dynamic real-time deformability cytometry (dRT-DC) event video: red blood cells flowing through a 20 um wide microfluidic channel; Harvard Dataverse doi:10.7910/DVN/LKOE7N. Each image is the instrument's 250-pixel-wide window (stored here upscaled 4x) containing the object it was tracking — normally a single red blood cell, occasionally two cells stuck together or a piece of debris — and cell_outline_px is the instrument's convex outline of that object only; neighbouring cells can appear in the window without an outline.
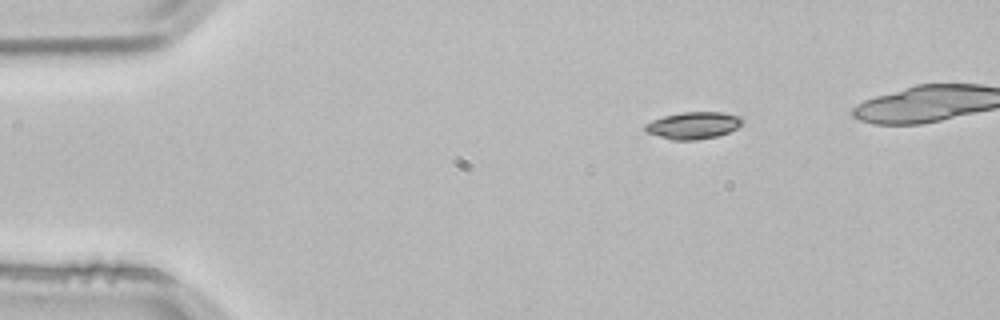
{"species": "common noctule bat (a hibernating species)", "species_latin": "Nyctalus noctula", "temperature_condition": "room temperature", "stored_images_in_passage": 3, "camera_frame_rate_fps": 3000, "um_per_image_px": 0.085, "animal": {"sex": "male", "body_mass_g": 21.5, "forearm_length_mm": 52.0}, "frame": {"image": 1, "passage_image": 1, "time_ms": 0.0, "image_size_px": [1000, 320], "cell_outline_px": [[744, 120], [736, 128], [728, 132], [716, 136], [696, 140], [672, 140], [648, 132], [644, 128], [644, 124], [652, 120], [664, 116], [680, 112], [724, 112], [740, 116]], "centroid_in_image_um": [58.93, 10.64], "position_along_channel_um": 26.1, "area_um2": 15.2}}